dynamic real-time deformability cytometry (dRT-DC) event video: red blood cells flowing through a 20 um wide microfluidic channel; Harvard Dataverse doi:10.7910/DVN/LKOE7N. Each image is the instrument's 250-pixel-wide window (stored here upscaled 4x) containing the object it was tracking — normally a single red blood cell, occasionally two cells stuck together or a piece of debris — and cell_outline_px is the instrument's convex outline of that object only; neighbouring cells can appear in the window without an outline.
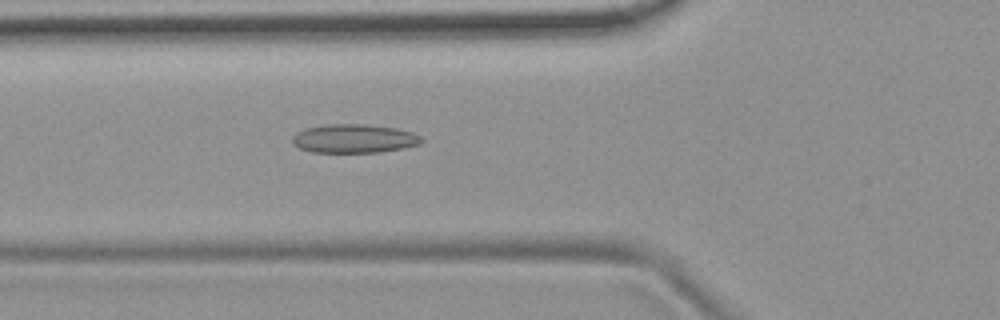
{"species": "common noctule bat (a hibernating species)", "species_latin": "Nyctalus noctula", "temperature_condition": "room temperature", "stored_images_in_passage": 45, "camera_frame_rate_fps": 3000, "um_per_image_px": 0.085, "animal": {"sex": "female", "body_mass_g": 19.9}, "frame": {"image": 1, "passage_image": 11, "time_ms": 3.333, "image_size_px": [1000, 320], "cell_outline_px": [[424, 140], [420, 144], [380, 152], [312, 152], [300, 148], [292, 144], [292, 136], [296, 132], [308, 128], [328, 124], [364, 124], [396, 128], [412, 132], [420, 136]], "centroid_in_image_um": [30.08, 11.78], "position_along_channel_um": 95.7, "area_um2": 21.5}}
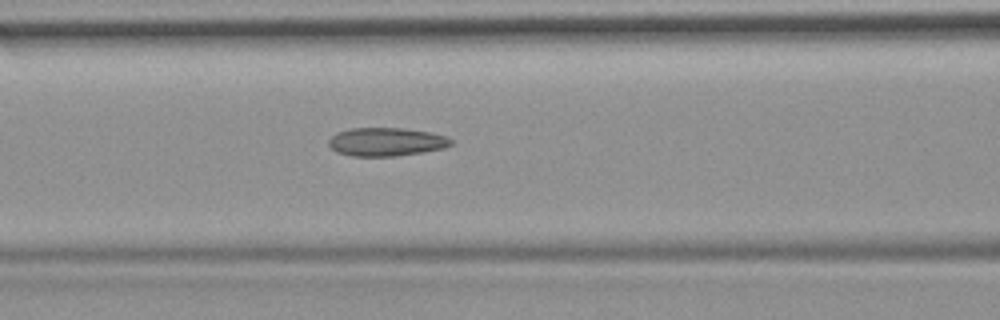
{"frame": {"image": 2, "passage_image": 14, "time_ms": 4.333, "image_size_px": [1000, 320], "cell_outline_px": [[452, 144], [444, 148], [424, 152], [396, 156], [352, 156], [336, 152], [328, 144], [328, 140], [336, 132], [348, 128], [404, 128], [428, 132], [444, 136], [452, 140]], "centroid_in_image_um": [32.79, 12.06], "position_along_channel_um": 133.8, "area_um2": 20.29}}
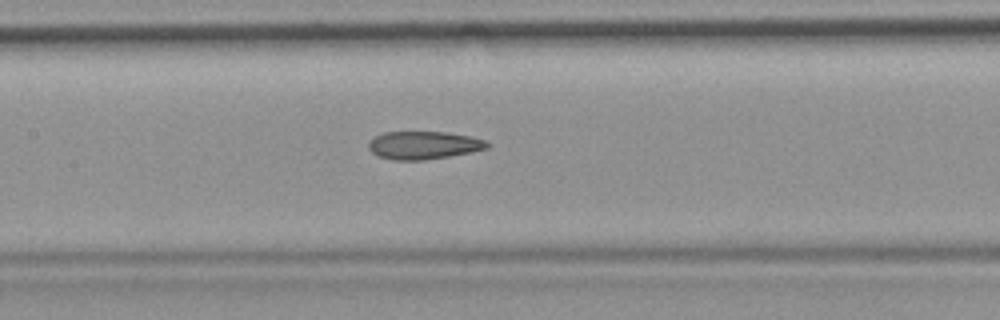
{"frame": {"image": 3, "passage_image": 17, "time_ms": 5.333, "image_size_px": [1000, 320], "cell_outline_px": [[492, 144], [488, 148], [472, 152], [424, 160], [392, 160], [380, 156], [372, 152], [368, 148], [368, 140], [384, 132], [444, 132], [472, 136], [484, 140]], "centroid_in_image_um": [36.02, 12.34], "position_along_channel_um": 171.4, "area_um2": 19.36}, "authors_computed_cell_mechanics": {"area_um2": 19.9988, "velocity_mm_per_s": 3.7633, "shape_relaxation_time_tau1_ms": null, "shape_relaxation_time_tau2_ms": 3.1386, "deformation_change_tau1": null, "deformation_change_tau2": 0.1169}}